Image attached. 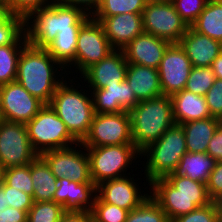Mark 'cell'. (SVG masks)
Wrapping results in <instances>:
<instances>
[{"label":"cell","mask_w":222,"mask_h":222,"mask_svg":"<svg viewBox=\"0 0 222 222\" xmlns=\"http://www.w3.org/2000/svg\"><path fill=\"white\" fill-rule=\"evenodd\" d=\"M66 76V69L44 48L27 44L22 49L15 81L44 104L50 103L57 87L69 77Z\"/></svg>","instance_id":"1"},{"label":"cell","mask_w":222,"mask_h":222,"mask_svg":"<svg viewBox=\"0 0 222 222\" xmlns=\"http://www.w3.org/2000/svg\"><path fill=\"white\" fill-rule=\"evenodd\" d=\"M89 17L90 15L80 8L55 0L49 6L34 10L24 19L27 44L45 48L59 31L80 28Z\"/></svg>","instance_id":"2"},{"label":"cell","mask_w":222,"mask_h":222,"mask_svg":"<svg viewBox=\"0 0 222 222\" xmlns=\"http://www.w3.org/2000/svg\"><path fill=\"white\" fill-rule=\"evenodd\" d=\"M74 77L65 79L57 87L49 105L65 123L70 134L81 143L89 132L95 112L90 90L83 89L85 86L80 85L78 77Z\"/></svg>","instance_id":"3"},{"label":"cell","mask_w":222,"mask_h":222,"mask_svg":"<svg viewBox=\"0 0 222 222\" xmlns=\"http://www.w3.org/2000/svg\"><path fill=\"white\" fill-rule=\"evenodd\" d=\"M133 144L142 151L175 124L171 97L140 101L129 111Z\"/></svg>","instance_id":"4"},{"label":"cell","mask_w":222,"mask_h":222,"mask_svg":"<svg viewBox=\"0 0 222 222\" xmlns=\"http://www.w3.org/2000/svg\"><path fill=\"white\" fill-rule=\"evenodd\" d=\"M187 153L186 138L181 124L172 125L158 140L141 151L140 165L144 166L147 186L158 178L176 171L179 161Z\"/></svg>","instance_id":"5"},{"label":"cell","mask_w":222,"mask_h":222,"mask_svg":"<svg viewBox=\"0 0 222 222\" xmlns=\"http://www.w3.org/2000/svg\"><path fill=\"white\" fill-rule=\"evenodd\" d=\"M85 148L90 162L91 179L96 186L106 180L128 176L126 171L134 168V163L139 166L137 163L142 162L141 151L134 144Z\"/></svg>","instance_id":"6"},{"label":"cell","mask_w":222,"mask_h":222,"mask_svg":"<svg viewBox=\"0 0 222 222\" xmlns=\"http://www.w3.org/2000/svg\"><path fill=\"white\" fill-rule=\"evenodd\" d=\"M26 127L30 143L39 155L79 143L49 104H45Z\"/></svg>","instance_id":"7"},{"label":"cell","mask_w":222,"mask_h":222,"mask_svg":"<svg viewBox=\"0 0 222 222\" xmlns=\"http://www.w3.org/2000/svg\"><path fill=\"white\" fill-rule=\"evenodd\" d=\"M114 50L100 22L90 16L80 27L75 61L69 66L70 68H67V73L69 72L67 75L70 74L71 78L78 71V74L80 73L79 75H81L87 68L94 63L100 62ZM72 66L75 67V70Z\"/></svg>","instance_id":"8"},{"label":"cell","mask_w":222,"mask_h":222,"mask_svg":"<svg viewBox=\"0 0 222 222\" xmlns=\"http://www.w3.org/2000/svg\"><path fill=\"white\" fill-rule=\"evenodd\" d=\"M81 144L84 147L133 144L129 112L95 113Z\"/></svg>","instance_id":"9"},{"label":"cell","mask_w":222,"mask_h":222,"mask_svg":"<svg viewBox=\"0 0 222 222\" xmlns=\"http://www.w3.org/2000/svg\"><path fill=\"white\" fill-rule=\"evenodd\" d=\"M38 156L30 143L26 124L0 123V163L5 168L30 164Z\"/></svg>","instance_id":"10"},{"label":"cell","mask_w":222,"mask_h":222,"mask_svg":"<svg viewBox=\"0 0 222 222\" xmlns=\"http://www.w3.org/2000/svg\"><path fill=\"white\" fill-rule=\"evenodd\" d=\"M40 156L57 180L68 178L78 183L92 182L88 153L81 143L64 149L49 150Z\"/></svg>","instance_id":"11"},{"label":"cell","mask_w":222,"mask_h":222,"mask_svg":"<svg viewBox=\"0 0 222 222\" xmlns=\"http://www.w3.org/2000/svg\"><path fill=\"white\" fill-rule=\"evenodd\" d=\"M142 21L145 33L170 43H178L188 28L172 2L147 3L142 11Z\"/></svg>","instance_id":"12"},{"label":"cell","mask_w":222,"mask_h":222,"mask_svg":"<svg viewBox=\"0 0 222 222\" xmlns=\"http://www.w3.org/2000/svg\"><path fill=\"white\" fill-rule=\"evenodd\" d=\"M0 102L5 121L24 124L45 105L17 81L0 86Z\"/></svg>","instance_id":"13"},{"label":"cell","mask_w":222,"mask_h":222,"mask_svg":"<svg viewBox=\"0 0 222 222\" xmlns=\"http://www.w3.org/2000/svg\"><path fill=\"white\" fill-rule=\"evenodd\" d=\"M193 66L178 43L165 50L158 68L162 94L171 96L185 89Z\"/></svg>","instance_id":"14"},{"label":"cell","mask_w":222,"mask_h":222,"mask_svg":"<svg viewBox=\"0 0 222 222\" xmlns=\"http://www.w3.org/2000/svg\"><path fill=\"white\" fill-rule=\"evenodd\" d=\"M131 176L103 181L96 186L97 196L103 202L116 205L128 212L136 209L150 196V190L147 189V186L141 188L139 184L142 183L140 181L137 183V179L134 180V177H136L134 174ZM144 188L146 192L142 190Z\"/></svg>","instance_id":"15"},{"label":"cell","mask_w":222,"mask_h":222,"mask_svg":"<svg viewBox=\"0 0 222 222\" xmlns=\"http://www.w3.org/2000/svg\"><path fill=\"white\" fill-rule=\"evenodd\" d=\"M127 61L122 50H114L100 62L87 68L79 78L89 89H102L106 85L119 84L126 79ZM84 78V79H83ZM83 79V81H82Z\"/></svg>","instance_id":"16"},{"label":"cell","mask_w":222,"mask_h":222,"mask_svg":"<svg viewBox=\"0 0 222 222\" xmlns=\"http://www.w3.org/2000/svg\"><path fill=\"white\" fill-rule=\"evenodd\" d=\"M89 90L96 114L129 112L139 103L126 79L119 84Z\"/></svg>","instance_id":"17"},{"label":"cell","mask_w":222,"mask_h":222,"mask_svg":"<svg viewBox=\"0 0 222 222\" xmlns=\"http://www.w3.org/2000/svg\"><path fill=\"white\" fill-rule=\"evenodd\" d=\"M94 19L100 22L108 41L115 50H122L144 32L142 13H123Z\"/></svg>","instance_id":"18"},{"label":"cell","mask_w":222,"mask_h":222,"mask_svg":"<svg viewBox=\"0 0 222 222\" xmlns=\"http://www.w3.org/2000/svg\"><path fill=\"white\" fill-rule=\"evenodd\" d=\"M171 43L143 32L122 49L127 63L158 69L165 50Z\"/></svg>","instance_id":"19"},{"label":"cell","mask_w":222,"mask_h":222,"mask_svg":"<svg viewBox=\"0 0 222 222\" xmlns=\"http://www.w3.org/2000/svg\"><path fill=\"white\" fill-rule=\"evenodd\" d=\"M96 195V185L93 182L78 183L61 178L58 180L53 201L61 204L66 211L91 212Z\"/></svg>","instance_id":"20"},{"label":"cell","mask_w":222,"mask_h":222,"mask_svg":"<svg viewBox=\"0 0 222 222\" xmlns=\"http://www.w3.org/2000/svg\"><path fill=\"white\" fill-rule=\"evenodd\" d=\"M150 196L160 205L171 222L178 216L197 208V197H185L165 179L158 178L150 183ZM152 190V191H151Z\"/></svg>","instance_id":"21"},{"label":"cell","mask_w":222,"mask_h":222,"mask_svg":"<svg viewBox=\"0 0 222 222\" xmlns=\"http://www.w3.org/2000/svg\"><path fill=\"white\" fill-rule=\"evenodd\" d=\"M189 58L193 67L211 66L212 62L222 52V43L202 35L191 27L178 42Z\"/></svg>","instance_id":"22"},{"label":"cell","mask_w":222,"mask_h":222,"mask_svg":"<svg viewBox=\"0 0 222 222\" xmlns=\"http://www.w3.org/2000/svg\"><path fill=\"white\" fill-rule=\"evenodd\" d=\"M126 80L139 102L163 95L156 68L128 63Z\"/></svg>","instance_id":"23"},{"label":"cell","mask_w":222,"mask_h":222,"mask_svg":"<svg viewBox=\"0 0 222 222\" xmlns=\"http://www.w3.org/2000/svg\"><path fill=\"white\" fill-rule=\"evenodd\" d=\"M170 97L176 124H184L189 121L203 120L211 117L205 96H200L183 89Z\"/></svg>","instance_id":"24"},{"label":"cell","mask_w":222,"mask_h":222,"mask_svg":"<svg viewBox=\"0 0 222 222\" xmlns=\"http://www.w3.org/2000/svg\"><path fill=\"white\" fill-rule=\"evenodd\" d=\"M220 124V119L215 117L181 124L186 138L187 152L206 153L208 143Z\"/></svg>","instance_id":"25"},{"label":"cell","mask_w":222,"mask_h":222,"mask_svg":"<svg viewBox=\"0 0 222 222\" xmlns=\"http://www.w3.org/2000/svg\"><path fill=\"white\" fill-rule=\"evenodd\" d=\"M31 179L34 202H52L58 187V180L40 155L31 162Z\"/></svg>","instance_id":"26"},{"label":"cell","mask_w":222,"mask_h":222,"mask_svg":"<svg viewBox=\"0 0 222 222\" xmlns=\"http://www.w3.org/2000/svg\"><path fill=\"white\" fill-rule=\"evenodd\" d=\"M216 162L207 153L187 152L179 161L174 173L206 184Z\"/></svg>","instance_id":"27"},{"label":"cell","mask_w":222,"mask_h":222,"mask_svg":"<svg viewBox=\"0 0 222 222\" xmlns=\"http://www.w3.org/2000/svg\"><path fill=\"white\" fill-rule=\"evenodd\" d=\"M190 27L222 43V1L208 0L204 10Z\"/></svg>","instance_id":"28"},{"label":"cell","mask_w":222,"mask_h":222,"mask_svg":"<svg viewBox=\"0 0 222 222\" xmlns=\"http://www.w3.org/2000/svg\"><path fill=\"white\" fill-rule=\"evenodd\" d=\"M80 28L59 31L44 49L66 70L75 61L77 37Z\"/></svg>","instance_id":"29"},{"label":"cell","mask_w":222,"mask_h":222,"mask_svg":"<svg viewBox=\"0 0 222 222\" xmlns=\"http://www.w3.org/2000/svg\"><path fill=\"white\" fill-rule=\"evenodd\" d=\"M26 45L24 32L13 44L0 46V86L16 80L19 57Z\"/></svg>","instance_id":"30"},{"label":"cell","mask_w":222,"mask_h":222,"mask_svg":"<svg viewBox=\"0 0 222 222\" xmlns=\"http://www.w3.org/2000/svg\"><path fill=\"white\" fill-rule=\"evenodd\" d=\"M165 179L180 195L185 197H197V207L206 206L212 202L205 183L194 181L189 177L177 175L175 173L167 175Z\"/></svg>","instance_id":"31"},{"label":"cell","mask_w":222,"mask_h":222,"mask_svg":"<svg viewBox=\"0 0 222 222\" xmlns=\"http://www.w3.org/2000/svg\"><path fill=\"white\" fill-rule=\"evenodd\" d=\"M145 0H102L93 18H106L123 13H142Z\"/></svg>","instance_id":"32"},{"label":"cell","mask_w":222,"mask_h":222,"mask_svg":"<svg viewBox=\"0 0 222 222\" xmlns=\"http://www.w3.org/2000/svg\"><path fill=\"white\" fill-rule=\"evenodd\" d=\"M125 222H170L160 205L149 196L136 209L128 212Z\"/></svg>","instance_id":"33"},{"label":"cell","mask_w":222,"mask_h":222,"mask_svg":"<svg viewBox=\"0 0 222 222\" xmlns=\"http://www.w3.org/2000/svg\"><path fill=\"white\" fill-rule=\"evenodd\" d=\"M24 33V18L0 8V46L13 44Z\"/></svg>","instance_id":"34"},{"label":"cell","mask_w":222,"mask_h":222,"mask_svg":"<svg viewBox=\"0 0 222 222\" xmlns=\"http://www.w3.org/2000/svg\"><path fill=\"white\" fill-rule=\"evenodd\" d=\"M7 186L22 191L33 197V184L31 179V163L23 166L5 168L4 181Z\"/></svg>","instance_id":"35"},{"label":"cell","mask_w":222,"mask_h":222,"mask_svg":"<svg viewBox=\"0 0 222 222\" xmlns=\"http://www.w3.org/2000/svg\"><path fill=\"white\" fill-rule=\"evenodd\" d=\"M65 212L63 206L54 201L34 202L28 211L27 222H60Z\"/></svg>","instance_id":"36"},{"label":"cell","mask_w":222,"mask_h":222,"mask_svg":"<svg viewBox=\"0 0 222 222\" xmlns=\"http://www.w3.org/2000/svg\"><path fill=\"white\" fill-rule=\"evenodd\" d=\"M215 79L211 66L193 67L185 89L194 94L205 96L214 84Z\"/></svg>","instance_id":"37"},{"label":"cell","mask_w":222,"mask_h":222,"mask_svg":"<svg viewBox=\"0 0 222 222\" xmlns=\"http://www.w3.org/2000/svg\"><path fill=\"white\" fill-rule=\"evenodd\" d=\"M91 215L93 222H125L128 211L105 203L96 195Z\"/></svg>","instance_id":"38"},{"label":"cell","mask_w":222,"mask_h":222,"mask_svg":"<svg viewBox=\"0 0 222 222\" xmlns=\"http://www.w3.org/2000/svg\"><path fill=\"white\" fill-rule=\"evenodd\" d=\"M207 2L208 0H172L176 12L188 27L196 21Z\"/></svg>","instance_id":"39"},{"label":"cell","mask_w":222,"mask_h":222,"mask_svg":"<svg viewBox=\"0 0 222 222\" xmlns=\"http://www.w3.org/2000/svg\"><path fill=\"white\" fill-rule=\"evenodd\" d=\"M55 0H10L2 9L26 18L31 12L49 6Z\"/></svg>","instance_id":"40"},{"label":"cell","mask_w":222,"mask_h":222,"mask_svg":"<svg viewBox=\"0 0 222 222\" xmlns=\"http://www.w3.org/2000/svg\"><path fill=\"white\" fill-rule=\"evenodd\" d=\"M171 222H219L214 202L197 207L188 214L176 217Z\"/></svg>","instance_id":"41"},{"label":"cell","mask_w":222,"mask_h":222,"mask_svg":"<svg viewBox=\"0 0 222 222\" xmlns=\"http://www.w3.org/2000/svg\"><path fill=\"white\" fill-rule=\"evenodd\" d=\"M4 192L6 195L7 207H12L23 211H29L34 203L32 196L17 189H14L10 186H7L5 183Z\"/></svg>","instance_id":"42"},{"label":"cell","mask_w":222,"mask_h":222,"mask_svg":"<svg viewBox=\"0 0 222 222\" xmlns=\"http://www.w3.org/2000/svg\"><path fill=\"white\" fill-rule=\"evenodd\" d=\"M206 104L211 117L222 118V79L216 78L205 94Z\"/></svg>","instance_id":"43"},{"label":"cell","mask_w":222,"mask_h":222,"mask_svg":"<svg viewBox=\"0 0 222 222\" xmlns=\"http://www.w3.org/2000/svg\"><path fill=\"white\" fill-rule=\"evenodd\" d=\"M206 186L208 195L212 201L222 194V161L216 162Z\"/></svg>","instance_id":"44"},{"label":"cell","mask_w":222,"mask_h":222,"mask_svg":"<svg viewBox=\"0 0 222 222\" xmlns=\"http://www.w3.org/2000/svg\"><path fill=\"white\" fill-rule=\"evenodd\" d=\"M206 153L217 162L222 161V123L217 127L216 132L208 143Z\"/></svg>","instance_id":"45"},{"label":"cell","mask_w":222,"mask_h":222,"mask_svg":"<svg viewBox=\"0 0 222 222\" xmlns=\"http://www.w3.org/2000/svg\"><path fill=\"white\" fill-rule=\"evenodd\" d=\"M61 4L67 6L78 7L82 9L86 14L92 16L98 9L102 0H57Z\"/></svg>","instance_id":"46"},{"label":"cell","mask_w":222,"mask_h":222,"mask_svg":"<svg viewBox=\"0 0 222 222\" xmlns=\"http://www.w3.org/2000/svg\"><path fill=\"white\" fill-rule=\"evenodd\" d=\"M28 211L18 210L12 207L0 210V222H27Z\"/></svg>","instance_id":"47"},{"label":"cell","mask_w":222,"mask_h":222,"mask_svg":"<svg viewBox=\"0 0 222 222\" xmlns=\"http://www.w3.org/2000/svg\"><path fill=\"white\" fill-rule=\"evenodd\" d=\"M60 222H93L91 212L88 211H66Z\"/></svg>","instance_id":"48"},{"label":"cell","mask_w":222,"mask_h":222,"mask_svg":"<svg viewBox=\"0 0 222 222\" xmlns=\"http://www.w3.org/2000/svg\"><path fill=\"white\" fill-rule=\"evenodd\" d=\"M211 68L214 72L215 78L222 79V52L212 62Z\"/></svg>","instance_id":"49"},{"label":"cell","mask_w":222,"mask_h":222,"mask_svg":"<svg viewBox=\"0 0 222 222\" xmlns=\"http://www.w3.org/2000/svg\"><path fill=\"white\" fill-rule=\"evenodd\" d=\"M216 210H217V216L219 219V222H222V194L216 197L213 200Z\"/></svg>","instance_id":"50"},{"label":"cell","mask_w":222,"mask_h":222,"mask_svg":"<svg viewBox=\"0 0 222 222\" xmlns=\"http://www.w3.org/2000/svg\"><path fill=\"white\" fill-rule=\"evenodd\" d=\"M8 207L6 206V195L4 192V182L0 185V210H5Z\"/></svg>","instance_id":"51"},{"label":"cell","mask_w":222,"mask_h":222,"mask_svg":"<svg viewBox=\"0 0 222 222\" xmlns=\"http://www.w3.org/2000/svg\"><path fill=\"white\" fill-rule=\"evenodd\" d=\"M5 167L0 163V185L4 181Z\"/></svg>","instance_id":"52"},{"label":"cell","mask_w":222,"mask_h":222,"mask_svg":"<svg viewBox=\"0 0 222 222\" xmlns=\"http://www.w3.org/2000/svg\"><path fill=\"white\" fill-rule=\"evenodd\" d=\"M146 3H164V2H172V0H145Z\"/></svg>","instance_id":"53"},{"label":"cell","mask_w":222,"mask_h":222,"mask_svg":"<svg viewBox=\"0 0 222 222\" xmlns=\"http://www.w3.org/2000/svg\"><path fill=\"white\" fill-rule=\"evenodd\" d=\"M10 0H0V8L2 9Z\"/></svg>","instance_id":"54"},{"label":"cell","mask_w":222,"mask_h":222,"mask_svg":"<svg viewBox=\"0 0 222 222\" xmlns=\"http://www.w3.org/2000/svg\"><path fill=\"white\" fill-rule=\"evenodd\" d=\"M5 121L3 113H2V108H1V102H0V123Z\"/></svg>","instance_id":"55"}]
</instances>
